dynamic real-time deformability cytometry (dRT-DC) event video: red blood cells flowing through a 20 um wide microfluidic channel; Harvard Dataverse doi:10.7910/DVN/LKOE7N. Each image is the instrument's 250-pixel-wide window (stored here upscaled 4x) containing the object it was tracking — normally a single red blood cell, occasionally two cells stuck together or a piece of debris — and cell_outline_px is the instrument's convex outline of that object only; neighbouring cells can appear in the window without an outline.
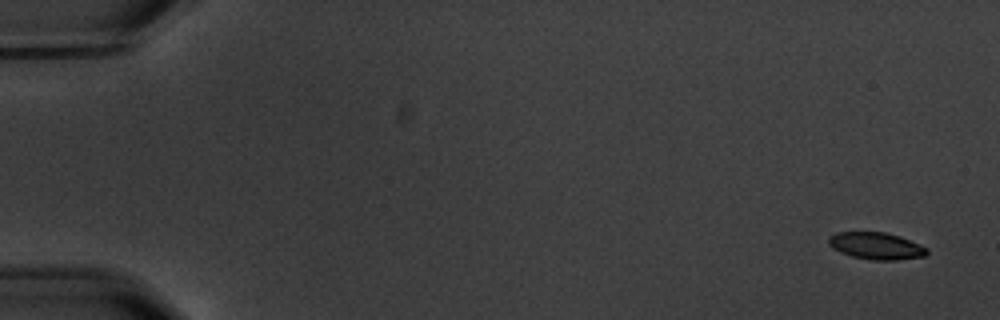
{"species": "common noctule bat (a hibernating species)", "species_latin": "Nyctalus noctula", "temperature_condition": "warm", "stored_images_in_passage": 5, "camera_frame_rate_fps": 3000, "um_per_image_px": 0.085, "animal": {"sex": "male", "body_mass_g": 20.1, "forearm_length_mm": 53.5}, "frame": {"image": 1, "passage_image": 1, "time_ms": 0.0, "image_size_px": [1000, 320], "cell_outline_px": [[928, 252], [924, 256], [896, 260], [872, 260], [852, 256], [840, 252], [832, 248], [828, 244], [828, 236], [836, 232], [884, 232], [900, 236], [920, 244], [928, 248]], "centroid_in_image_um": [74.46, 20.89], "position_along_channel_um": 10.5, "area_um2": 15.55}}
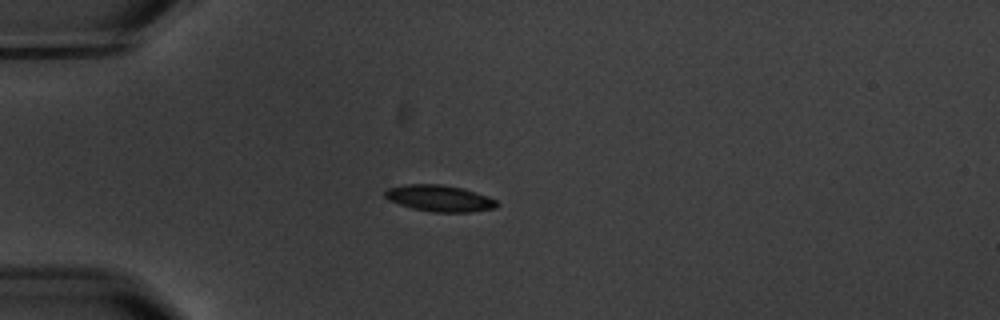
{"frame": {"image": 2, "passage_image": 5, "time_ms": 4.667, "image_size_px": [1000, 320], "cell_outline_px": [[500, 204], [496, 208], [468, 212], [432, 212], [412, 208], [388, 200], [384, 196], [384, 192], [388, 188], [404, 184], [440, 184], [460, 188], [488, 196], [496, 200]], "centroid_in_image_um": [37.35, 16.86], "position_along_channel_um": 47.7, "area_um2": 17.17}}